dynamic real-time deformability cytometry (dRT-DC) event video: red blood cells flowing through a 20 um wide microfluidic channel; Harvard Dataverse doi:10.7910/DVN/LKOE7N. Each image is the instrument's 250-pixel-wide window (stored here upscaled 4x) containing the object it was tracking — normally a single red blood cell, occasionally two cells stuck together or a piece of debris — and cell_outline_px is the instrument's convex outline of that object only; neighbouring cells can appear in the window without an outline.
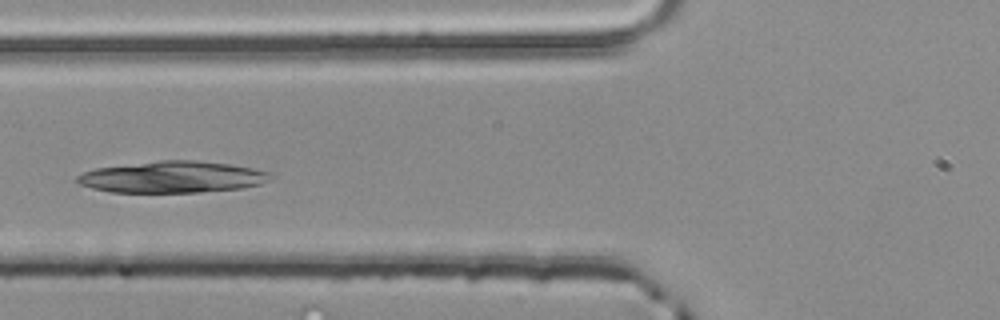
{"species": "common noctule bat (a hibernating species)", "species_latin": "Nyctalus noctula", "temperature_condition": "room temperature", "stored_images_in_passage": 4, "camera_frame_rate_fps": 3000, "um_per_image_px": 0.085, "animal": {"sex": "male", "body_mass_g": 20.4}, "frame": {"image": 1, "passage_image": 4, "time_ms": 1.0, "image_size_px": [1000, 320], "cell_outline_px": [[276, 176], [260, 184], [244, 188], [200, 192], [112, 192], [92, 188], [80, 184], [76, 180], [76, 176], [84, 172], [96, 168], [160, 160], [196, 160], [228, 164], [252, 168], [272, 172]], "centroid_in_image_um": [14.7, 15.04], "position_along_channel_um": 111.1, "area_um2": 35.55}}